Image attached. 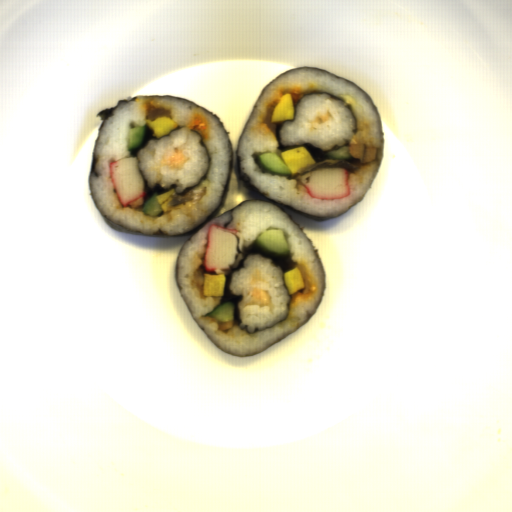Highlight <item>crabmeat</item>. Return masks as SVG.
<instances>
[{"mask_svg": "<svg viewBox=\"0 0 512 512\" xmlns=\"http://www.w3.org/2000/svg\"><path fill=\"white\" fill-rule=\"evenodd\" d=\"M295 178L306 187L310 198L340 200L351 195L349 171L345 166L315 168Z\"/></svg>", "mask_w": 512, "mask_h": 512, "instance_id": "f7934b28", "label": "crabmeat"}, {"mask_svg": "<svg viewBox=\"0 0 512 512\" xmlns=\"http://www.w3.org/2000/svg\"><path fill=\"white\" fill-rule=\"evenodd\" d=\"M109 175L122 208L147 195L145 176L139 169V160L127 156L109 163Z\"/></svg>", "mask_w": 512, "mask_h": 512, "instance_id": "ab03a17e", "label": "crabmeat"}, {"mask_svg": "<svg viewBox=\"0 0 512 512\" xmlns=\"http://www.w3.org/2000/svg\"><path fill=\"white\" fill-rule=\"evenodd\" d=\"M237 230L211 224L208 231L203 266L207 272L225 274L236 263L238 254Z\"/></svg>", "mask_w": 512, "mask_h": 512, "instance_id": "da637512", "label": "crabmeat"}]
</instances>
